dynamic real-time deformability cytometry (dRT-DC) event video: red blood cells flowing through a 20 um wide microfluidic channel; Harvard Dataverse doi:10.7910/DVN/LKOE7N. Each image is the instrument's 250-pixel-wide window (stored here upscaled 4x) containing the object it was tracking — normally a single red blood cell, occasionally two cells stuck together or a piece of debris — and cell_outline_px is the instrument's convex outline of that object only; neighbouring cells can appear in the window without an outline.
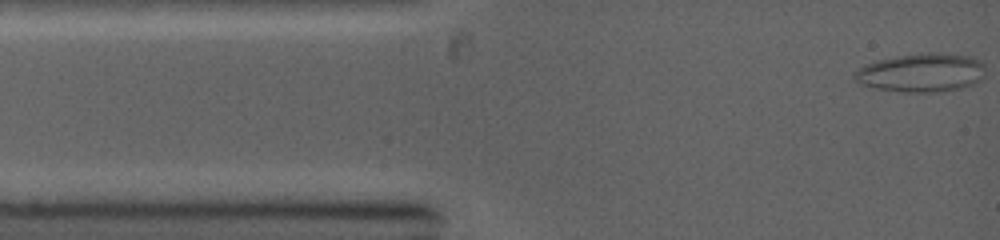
{"species": "common noctule bat (a hibernating species)", "species_latin": "Nyctalus noctula", "temperature_condition": "warm", "stored_images_in_passage": 40, "segment_of_instrument_passage": [1, 2], "camera_frame_rate_fps": 5000, "um_per_image_px": 0.085, "animal": {"sex": "female", "body_mass_g": 19.0, "forearm_length_mm": 53.3}, "frame": {"image": 1, "passage_image": 1, "time_ms": 0.0, "image_size_px": [1000, 240], "cell_outline_px": [[984, 76], [976, 84], [944, 92], [900, 92], [872, 88], [860, 84], [852, 80], [852, 72], [864, 64], [876, 60], [896, 56], [920, 52], [936, 52], [972, 56], [980, 60], [984, 64]], "centroid_in_image_um": [78.28, 6.18], "position_along_channel_um": 6.7, "area_um2": 30.4}}
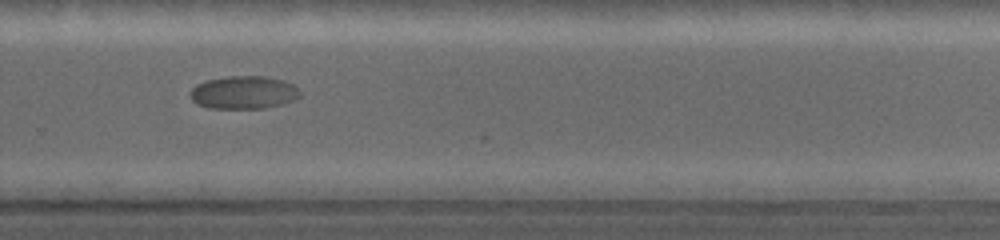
{"frame": {"image": 2, "passage_image": 23, "time_ms": 8.4, "image_size_px": [1000, 240], "cell_outline_px": [[300, 96], [292, 100], [280, 104], [264, 108], [208, 108], [196, 104], [192, 100], [188, 92], [196, 84], [204, 80], [228, 76], [264, 76], [284, 80], [292, 84], [300, 92]], "centroid_in_image_um": [20.65, 7.85], "position_along_channel_um": 309.2, "area_um2": 21.15}}
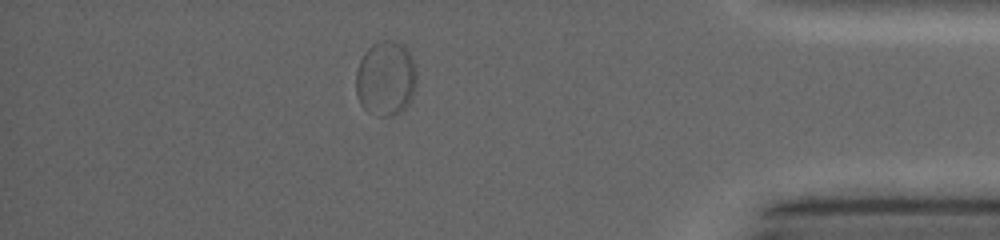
{"frame": {"image": 3, "passage_image": 31, "time_ms": 11.4, "image_size_px": [1000, 240], "cell_outline_px": [[416, 84], [412, 96], [408, 104], [400, 112], [392, 116], [376, 116], [368, 112], [360, 104], [356, 92], [356, 72], [360, 60], [364, 52], [372, 44], [380, 40], [392, 40], [404, 44], [408, 48], [412, 56], [416, 72]], "centroid_in_image_um": [32.79, 6.65], "position_along_channel_um": 402.4, "area_um2": 26.88}}